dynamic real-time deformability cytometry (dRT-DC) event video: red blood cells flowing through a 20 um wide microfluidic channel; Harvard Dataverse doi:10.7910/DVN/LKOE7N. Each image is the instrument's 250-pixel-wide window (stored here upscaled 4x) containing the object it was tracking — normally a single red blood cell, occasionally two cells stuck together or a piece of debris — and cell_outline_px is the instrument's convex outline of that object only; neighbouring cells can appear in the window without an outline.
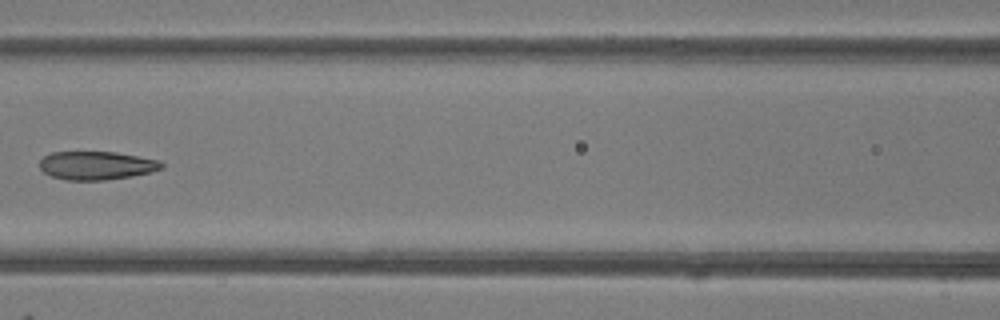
{"species": "common noctule bat (a hibernating species)", "species_latin": "Nyctalus noctula", "temperature_condition": "room temperature", "stored_images_in_passage": 7, "camera_frame_rate_fps": 3000, "um_per_image_px": 0.085, "animal": {"sex": "female"}, "frame": {"image": 1, "passage_image": 6, "time_ms": 7.0, "image_size_px": [1000, 320], "cell_outline_px": [[164, 168], [152, 172], [132, 176], [104, 180], [64, 180], [52, 176], [44, 172], [40, 168], [40, 160], [44, 156], [52, 152], [116, 152], [160, 160], [164, 164]], "centroid_in_image_um": [8.23, 14.07], "position_along_channel_um": 158.4, "area_um2": 20.29}}
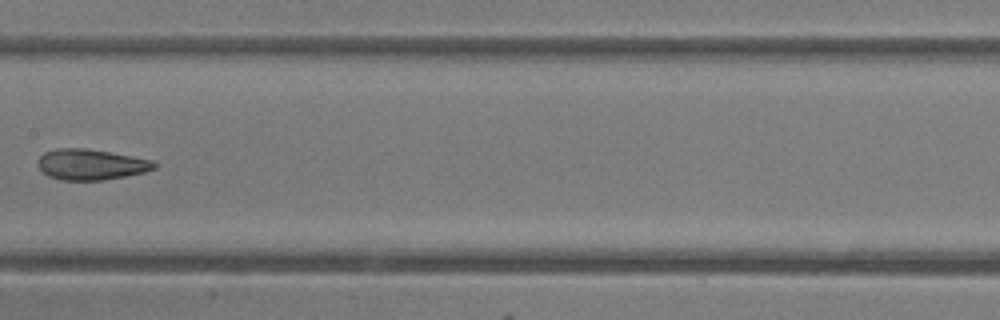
{"frame": {"image": 2, "passage_image": 7, "time_ms": 8.0, "image_size_px": [1000, 320], "cell_outline_px": [[156, 168], [144, 172], [104, 180], [60, 180], [48, 176], [36, 164], [40, 156], [44, 152], [56, 148], [88, 148], [132, 156], [152, 160], [156, 164]], "centroid_in_image_um": [7.7, 13.97], "position_along_channel_um": 199.7, "area_um2": 20.87}}